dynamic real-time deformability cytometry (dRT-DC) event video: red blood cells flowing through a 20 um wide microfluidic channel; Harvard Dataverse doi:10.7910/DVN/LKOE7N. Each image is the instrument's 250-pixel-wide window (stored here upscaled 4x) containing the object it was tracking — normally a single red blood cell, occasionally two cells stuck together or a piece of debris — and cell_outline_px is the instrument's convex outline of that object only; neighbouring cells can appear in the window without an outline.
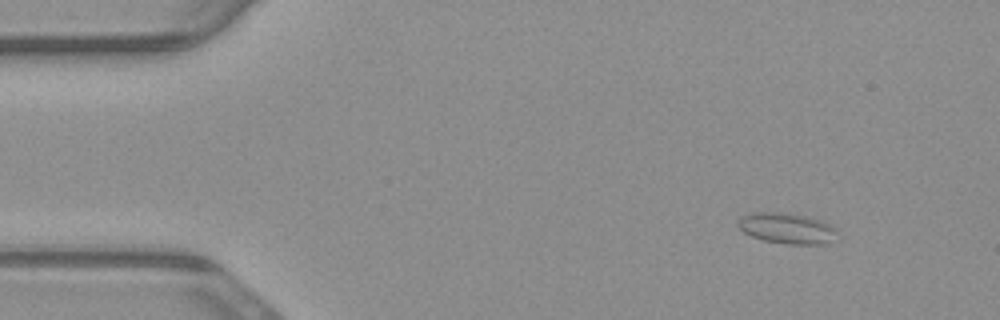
{"species": "common noctule bat (a hibernating species)", "species_latin": "Nyctalus noctula", "temperature_condition": "warm", "stored_images_in_passage": 50, "camera_frame_rate_fps": 3000, "um_per_image_px": 0.085, "animal": {"sex": "male", "body_mass_g": 23.1, "forearm_length_mm": 52.7}, "frame": {"image": 1, "passage_image": 2, "time_ms": 0.333, "image_size_px": [1000, 320], "cell_outline_px": [[836, 228], [828, 244], [788, 244], [764, 240], [752, 236], [744, 232], [736, 224], [736, 220], [752, 212], [788, 212], [808, 216], [824, 220]], "centroid_in_image_um": [66.86, 19.38], "position_along_channel_um": 18.1, "area_um2": 17.8}}
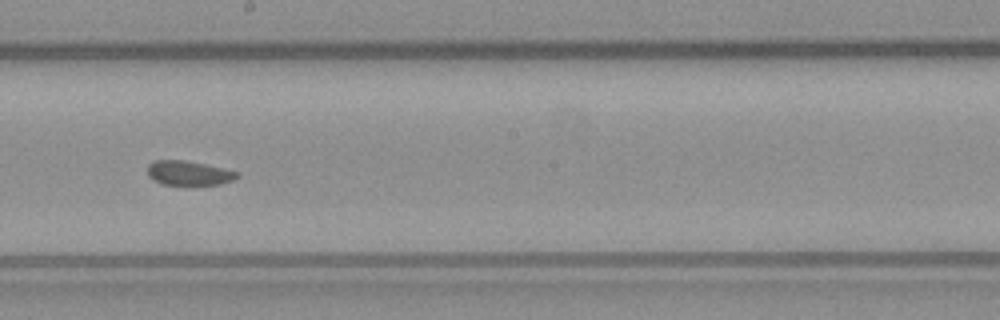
{"frame": {"image": 2, "passage_image": 26, "time_ms": 8.333, "image_size_px": [1000, 320], "cell_outline_px": [[240, 176], [232, 180], [220, 184], [160, 184], [152, 180], [148, 176], [148, 164], [152, 160], [184, 160], [224, 168], [240, 172]], "centroid_in_image_um": [16.03, 14.7], "position_along_channel_um": 232.2, "area_um2": 12.77}}
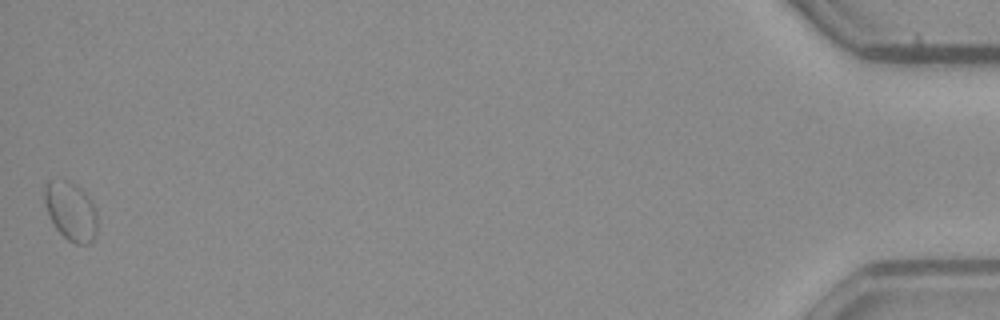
{"frame": {"image": 3, "passage_image": 50, "time_ms": 16.333, "image_size_px": [1000, 320], "cell_outline_px": [[96, 236], [88, 244], [76, 244], [68, 240], [56, 228], [48, 212], [44, 200], [44, 184], [48, 180], [68, 180], [80, 188], [84, 192], [92, 204], [96, 212]], "centroid_in_image_um": [6.01, 17.94], "position_along_channel_um": 429.2, "area_um2": 17.8}}